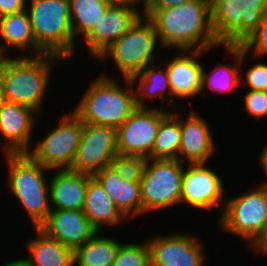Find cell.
Returning a JSON list of instances; mask_svg holds the SVG:
<instances>
[{"label": "cell", "instance_id": "cell-17", "mask_svg": "<svg viewBox=\"0 0 267 266\" xmlns=\"http://www.w3.org/2000/svg\"><path fill=\"white\" fill-rule=\"evenodd\" d=\"M205 52L208 50H178L173 59L166 61L165 67L173 95V110L178 109L175 97L186 100L201 93L203 65L198 62V58Z\"/></svg>", "mask_w": 267, "mask_h": 266}, {"label": "cell", "instance_id": "cell-35", "mask_svg": "<svg viewBox=\"0 0 267 266\" xmlns=\"http://www.w3.org/2000/svg\"><path fill=\"white\" fill-rule=\"evenodd\" d=\"M27 0H0V18L26 10Z\"/></svg>", "mask_w": 267, "mask_h": 266}, {"label": "cell", "instance_id": "cell-27", "mask_svg": "<svg viewBox=\"0 0 267 266\" xmlns=\"http://www.w3.org/2000/svg\"><path fill=\"white\" fill-rule=\"evenodd\" d=\"M99 233L73 251L74 266H113L122 243Z\"/></svg>", "mask_w": 267, "mask_h": 266}, {"label": "cell", "instance_id": "cell-16", "mask_svg": "<svg viewBox=\"0 0 267 266\" xmlns=\"http://www.w3.org/2000/svg\"><path fill=\"white\" fill-rule=\"evenodd\" d=\"M130 3L110 4L96 27L83 41L94 59L127 32L142 16Z\"/></svg>", "mask_w": 267, "mask_h": 266}, {"label": "cell", "instance_id": "cell-20", "mask_svg": "<svg viewBox=\"0 0 267 266\" xmlns=\"http://www.w3.org/2000/svg\"><path fill=\"white\" fill-rule=\"evenodd\" d=\"M56 171L52 170L49 179L51 210H83L88 181L93 175L70 169Z\"/></svg>", "mask_w": 267, "mask_h": 266}, {"label": "cell", "instance_id": "cell-4", "mask_svg": "<svg viewBox=\"0 0 267 266\" xmlns=\"http://www.w3.org/2000/svg\"><path fill=\"white\" fill-rule=\"evenodd\" d=\"M3 155L9 171L7 187L29 215L33 228H39L51 211L49 179L46 176V172L51 170L28 153Z\"/></svg>", "mask_w": 267, "mask_h": 266}, {"label": "cell", "instance_id": "cell-32", "mask_svg": "<svg viewBox=\"0 0 267 266\" xmlns=\"http://www.w3.org/2000/svg\"><path fill=\"white\" fill-rule=\"evenodd\" d=\"M240 46L248 54L251 51L254 58H261L267 54V15L262 19L257 29Z\"/></svg>", "mask_w": 267, "mask_h": 266}, {"label": "cell", "instance_id": "cell-22", "mask_svg": "<svg viewBox=\"0 0 267 266\" xmlns=\"http://www.w3.org/2000/svg\"><path fill=\"white\" fill-rule=\"evenodd\" d=\"M36 237L25 243L28 255L11 260L16 266H74L73 250L49 237L40 228H33Z\"/></svg>", "mask_w": 267, "mask_h": 266}, {"label": "cell", "instance_id": "cell-33", "mask_svg": "<svg viewBox=\"0 0 267 266\" xmlns=\"http://www.w3.org/2000/svg\"><path fill=\"white\" fill-rule=\"evenodd\" d=\"M245 76L244 78L241 74V85H248V90L267 91V63H253Z\"/></svg>", "mask_w": 267, "mask_h": 266}, {"label": "cell", "instance_id": "cell-23", "mask_svg": "<svg viewBox=\"0 0 267 266\" xmlns=\"http://www.w3.org/2000/svg\"><path fill=\"white\" fill-rule=\"evenodd\" d=\"M0 40L3 41L0 44L5 53L10 46L14 47V51L18 49L23 52V56L45 54L36 44L27 10L0 18Z\"/></svg>", "mask_w": 267, "mask_h": 266}, {"label": "cell", "instance_id": "cell-19", "mask_svg": "<svg viewBox=\"0 0 267 266\" xmlns=\"http://www.w3.org/2000/svg\"><path fill=\"white\" fill-rule=\"evenodd\" d=\"M180 115L181 143L178 159L186 164L207 163L216 145L208 121L194 110Z\"/></svg>", "mask_w": 267, "mask_h": 266}, {"label": "cell", "instance_id": "cell-3", "mask_svg": "<svg viewBox=\"0 0 267 266\" xmlns=\"http://www.w3.org/2000/svg\"><path fill=\"white\" fill-rule=\"evenodd\" d=\"M118 82L117 78L101 73L86 88L73 111L84 123L119 128L137 105L131 80L123 78V87Z\"/></svg>", "mask_w": 267, "mask_h": 266}, {"label": "cell", "instance_id": "cell-34", "mask_svg": "<svg viewBox=\"0 0 267 266\" xmlns=\"http://www.w3.org/2000/svg\"><path fill=\"white\" fill-rule=\"evenodd\" d=\"M245 111L254 119L267 116V91L248 90L244 95Z\"/></svg>", "mask_w": 267, "mask_h": 266}, {"label": "cell", "instance_id": "cell-38", "mask_svg": "<svg viewBox=\"0 0 267 266\" xmlns=\"http://www.w3.org/2000/svg\"><path fill=\"white\" fill-rule=\"evenodd\" d=\"M189 1H195V0H157L156 4L154 5L152 9L172 8V7L179 6Z\"/></svg>", "mask_w": 267, "mask_h": 266}, {"label": "cell", "instance_id": "cell-6", "mask_svg": "<svg viewBox=\"0 0 267 266\" xmlns=\"http://www.w3.org/2000/svg\"><path fill=\"white\" fill-rule=\"evenodd\" d=\"M158 35L153 23L142 15L135 24L117 41L113 42L99 57L105 62L111 58L122 79H131L148 65L156 63V48L162 49L158 43ZM158 45V46H156Z\"/></svg>", "mask_w": 267, "mask_h": 266}, {"label": "cell", "instance_id": "cell-9", "mask_svg": "<svg viewBox=\"0 0 267 266\" xmlns=\"http://www.w3.org/2000/svg\"><path fill=\"white\" fill-rule=\"evenodd\" d=\"M225 200L218 219L222 232L238 235L251 243L267 223V183Z\"/></svg>", "mask_w": 267, "mask_h": 266}, {"label": "cell", "instance_id": "cell-24", "mask_svg": "<svg viewBox=\"0 0 267 266\" xmlns=\"http://www.w3.org/2000/svg\"><path fill=\"white\" fill-rule=\"evenodd\" d=\"M226 55L232 56L235 61L234 64H223L219 63L215 68L209 73L202 68V82H201V95L205 96L207 88L211 92L220 93H230L235 90L236 87L241 85V66L245 61L247 55L246 51L242 49L241 46L235 45H222ZM240 71V72H239ZM240 73V74H239Z\"/></svg>", "mask_w": 267, "mask_h": 266}, {"label": "cell", "instance_id": "cell-10", "mask_svg": "<svg viewBox=\"0 0 267 266\" xmlns=\"http://www.w3.org/2000/svg\"><path fill=\"white\" fill-rule=\"evenodd\" d=\"M62 115L57 127L45 133L28 154L50 170L70 169L77 156L84 122L73 111Z\"/></svg>", "mask_w": 267, "mask_h": 266}, {"label": "cell", "instance_id": "cell-29", "mask_svg": "<svg viewBox=\"0 0 267 266\" xmlns=\"http://www.w3.org/2000/svg\"><path fill=\"white\" fill-rule=\"evenodd\" d=\"M180 143V111L169 110L158 128L151 159H178Z\"/></svg>", "mask_w": 267, "mask_h": 266}, {"label": "cell", "instance_id": "cell-18", "mask_svg": "<svg viewBox=\"0 0 267 266\" xmlns=\"http://www.w3.org/2000/svg\"><path fill=\"white\" fill-rule=\"evenodd\" d=\"M39 228L73 251L99 232L83 210H51Z\"/></svg>", "mask_w": 267, "mask_h": 266}, {"label": "cell", "instance_id": "cell-42", "mask_svg": "<svg viewBox=\"0 0 267 266\" xmlns=\"http://www.w3.org/2000/svg\"><path fill=\"white\" fill-rule=\"evenodd\" d=\"M110 2L111 4L113 3H130V0H106Z\"/></svg>", "mask_w": 267, "mask_h": 266}, {"label": "cell", "instance_id": "cell-26", "mask_svg": "<svg viewBox=\"0 0 267 266\" xmlns=\"http://www.w3.org/2000/svg\"><path fill=\"white\" fill-rule=\"evenodd\" d=\"M83 212L99 232L106 225L117 226L126 219L94 177L88 181Z\"/></svg>", "mask_w": 267, "mask_h": 266}, {"label": "cell", "instance_id": "cell-12", "mask_svg": "<svg viewBox=\"0 0 267 266\" xmlns=\"http://www.w3.org/2000/svg\"><path fill=\"white\" fill-rule=\"evenodd\" d=\"M180 204H188L194 209L212 210L219 206L221 214L225 206L224 181L220 175L207 167V163L186 164ZM223 199V200H222Z\"/></svg>", "mask_w": 267, "mask_h": 266}, {"label": "cell", "instance_id": "cell-30", "mask_svg": "<svg viewBox=\"0 0 267 266\" xmlns=\"http://www.w3.org/2000/svg\"><path fill=\"white\" fill-rule=\"evenodd\" d=\"M113 266H151V253L147 241L122 243Z\"/></svg>", "mask_w": 267, "mask_h": 266}, {"label": "cell", "instance_id": "cell-41", "mask_svg": "<svg viewBox=\"0 0 267 266\" xmlns=\"http://www.w3.org/2000/svg\"><path fill=\"white\" fill-rule=\"evenodd\" d=\"M5 102H6V100H5V96H4V93H3V88H2V85H1V82H0V109L3 107Z\"/></svg>", "mask_w": 267, "mask_h": 266}, {"label": "cell", "instance_id": "cell-11", "mask_svg": "<svg viewBox=\"0 0 267 266\" xmlns=\"http://www.w3.org/2000/svg\"><path fill=\"white\" fill-rule=\"evenodd\" d=\"M169 111L153 107H137L116 129L119 154L138 155L151 159V153L162 118Z\"/></svg>", "mask_w": 267, "mask_h": 266}, {"label": "cell", "instance_id": "cell-2", "mask_svg": "<svg viewBox=\"0 0 267 266\" xmlns=\"http://www.w3.org/2000/svg\"><path fill=\"white\" fill-rule=\"evenodd\" d=\"M63 61L66 62L52 54L9 56L0 70L5 100L27 106L39 114L49 89L53 68Z\"/></svg>", "mask_w": 267, "mask_h": 266}, {"label": "cell", "instance_id": "cell-1", "mask_svg": "<svg viewBox=\"0 0 267 266\" xmlns=\"http://www.w3.org/2000/svg\"><path fill=\"white\" fill-rule=\"evenodd\" d=\"M153 23L163 49L211 50L222 46L212 26L211 0L189 1L166 9H151Z\"/></svg>", "mask_w": 267, "mask_h": 266}, {"label": "cell", "instance_id": "cell-40", "mask_svg": "<svg viewBox=\"0 0 267 266\" xmlns=\"http://www.w3.org/2000/svg\"><path fill=\"white\" fill-rule=\"evenodd\" d=\"M8 57H9V55H7V53L4 52V50L2 49L1 44H0V70L4 66V63Z\"/></svg>", "mask_w": 267, "mask_h": 266}, {"label": "cell", "instance_id": "cell-8", "mask_svg": "<svg viewBox=\"0 0 267 266\" xmlns=\"http://www.w3.org/2000/svg\"><path fill=\"white\" fill-rule=\"evenodd\" d=\"M185 164L179 159H147L139 181L142 215L180 205Z\"/></svg>", "mask_w": 267, "mask_h": 266}, {"label": "cell", "instance_id": "cell-25", "mask_svg": "<svg viewBox=\"0 0 267 266\" xmlns=\"http://www.w3.org/2000/svg\"><path fill=\"white\" fill-rule=\"evenodd\" d=\"M163 67L159 69L155 63L148 65L130 79L134 85L137 107H147V99L153 101L155 98H160L163 105L165 101L167 104L171 102L172 107L170 109L173 110V95L169 75L166 67Z\"/></svg>", "mask_w": 267, "mask_h": 266}, {"label": "cell", "instance_id": "cell-37", "mask_svg": "<svg viewBox=\"0 0 267 266\" xmlns=\"http://www.w3.org/2000/svg\"><path fill=\"white\" fill-rule=\"evenodd\" d=\"M142 2V3H141ZM157 0H130V4L135 8L138 9V11L141 12V7L142 9V14L146 15L156 4ZM139 4L142 6L139 8ZM138 7V8H137Z\"/></svg>", "mask_w": 267, "mask_h": 266}, {"label": "cell", "instance_id": "cell-5", "mask_svg": "<svg viewBox=\"0 0 267 266\" xmlns=\"http://www.w3.org/2000/svg\"><path fill=\"white\" fill-rule=\"evenodd\" d=\"M37 46L45 53L72 61L76 41L69 0H30L26 7Z\"/></svg>", "mask_w": 267, "mask_h": 266}, {"label": "cell", "instance_id": "cell-31", "mask_svg": "<svg viewBox=\"0 0 267 266\" xmlns=\"http://www.w3.org/2000/svg\"><path fill=\"white\" fill-rule=\"evenodd\" d=\"M147 158L117 153L110 162L117 176L128 181H140Z\"/></svg>", "mask_w": 267, "mask_h": 266}, {"label": "cell", "instance_id": "cell-14", "mask_svg": "<svg viewBox=\"0 0 267 266\" xmlns=\"http://www.w3.org/2000/svg\"><path fill=\"white\" fill-rule=\"evenodd\" d=\"M147 243L151 266H205L203 244L194 235L172 232L149 238Z\"/></svg>", "mask_w": 267, "mask_h": 266}, {"label": "cell", "instance_id": "cell-13", "mask_svg": "<svg viewBox=\"0 0 267 266\" xmlns=\"http://www.w3.org/2000/svg\"><path fill=\"white\" fill-rule=\"evenodd\" d=\"M118 153L116 129L84 123L77 156L70 170L94 175Z\"/></svg>", "mask_w": 267, "mask_h": 266}, {"label": "cell", "instance_id": "cell-21", "mask_svg": "<svg viewBox=\"0 0 267 266\" xmlns=\"http://www.w3.org/2000/svg\"><path fill=\"white\" fill-rule=\"evenodd\" d=\"M93 177L103 187L122 215L128 219L142 215L139 181H128L117 176L109 165L96 172Z\"/></svg>", "mask_w": 267, "mask_h": 266}, {"label": "cell", "instance_id": "cell-15", "mask_svg": "<svg viewBox=\"0 0 267 266\" xmlns=\"http://www.w3.org/2000/svg\"><path fill=\"white\" fill-rule=\"evenodd\" d=\"M37 116L27 106L8 101L4 103L0 109V137L5 141L3 154L28 153L32 149Z\"/></svg>", "mask_w": 267, "mask_h": 266}, {"label": "cell", "instance_id": "cell-28", "mask_svg": "<svg viewBox=\"0 0 267 266\" xmlns=\"http://www.w3.org/2000/svg\"><path fill=\"white\" fill-rule=\"evenodd\" d=\"M110 4L106 0H69L71 26L76 42L79 35L84 40L98 27Z\"/></svg>", "mask_w": 267, "mask_h": 266}, {"label": "cell", "instance_id": "cell-39", "mask_svg": "<svg viewBox=\"0 0 267 266\" xmlns=\"http://www.w3.org/2000/svg\"><path fill=\"white\" fill-rule=\"evenodd\" d=\"M260 167L262 166L265 177L267 178V144L263 147L261 155L259 157ZM262 183H267V180L264 179Z\"/></svg>", "mask_w": 267, "mask_h": 266}, {"label": "cell", "instance_id": "cell-36", "mask_svg": "<svg viewBox=\"0 0 267 266\" xmlns=\"http://www.w3.org/2000/svg\"><path fill=\"white\" fill-rule=\"evenodd\" d=\"M252 249L258 252L257 255H267V223L262 228V231L250 243Z\"/></svg>", "mask_w": 267, "mask_h": 266}, {"label": "cell", "instance_id": "cell-7", "mask_svg": "<svg viewBox=\"0 0 267 266\" xmlns=\"http://www.w3.org/2000/svg\"><path fill=\"white\" fill-rule=\"evenodd\" d=\"M267 15V0H211L212 26L222 45L240 46Z\"/></svg>", "mask_w": 267, "mask_h": 266}, {"label": "cell", "instance_id": "cell-43", "mask_svg": "<svg viewBox=\"0 0 267 266\" xmlns=\"http://www.w3.org/2000/svg\"><path fill=\"white\" fill-rule=\"evenodd\" d=\"M1 266H16L11 260L7 262H3Z\"/></svg>", "mask_w": 267, "mask_h": 266}]
</instances>
